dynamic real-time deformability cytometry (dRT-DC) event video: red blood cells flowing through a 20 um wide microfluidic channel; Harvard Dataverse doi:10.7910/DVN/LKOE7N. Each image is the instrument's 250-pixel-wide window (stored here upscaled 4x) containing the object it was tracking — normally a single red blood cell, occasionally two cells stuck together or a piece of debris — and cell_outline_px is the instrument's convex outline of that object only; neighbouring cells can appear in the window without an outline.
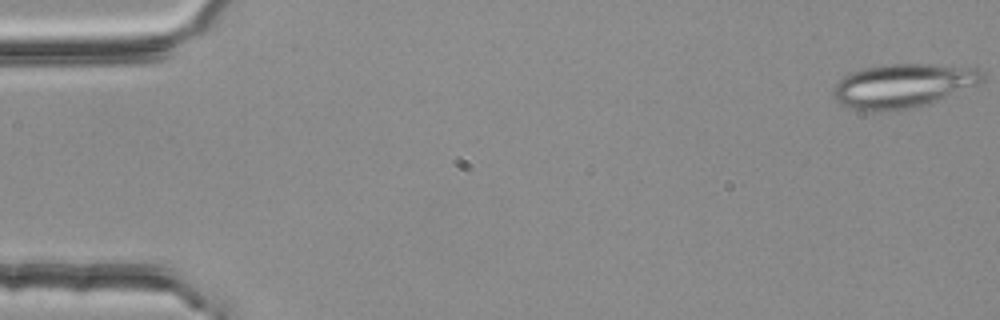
{"species": "common noctule bat (a hibernating species)", "species_latin": "Nyctalus noctula", "temperature_condition": "room temperature", "stored_images_in_passage": 5, "camera_frame_rate_fps": 3000, "um_per_image_px": 0.085, "animal": {"sex": "female", "body_mass_g": 25.1}, "frame": {"image": 1, "passage_image": 1, "time_ms": 0.0, "image_size_px": [1000, 320], "cell_outline_px": [[984, 80], [980, 84], [928, 104], [908, 108], [852, 108], [840, 104], [832, 96], [832, 88], [844, 76], [852, 72], [864, 68], [888, 64], [968, 64], [984, 68]], "centroid_in_image_um": [76.91, 7.21], "position_along_channel_um": 8.1, "area_um2": 38.15}}